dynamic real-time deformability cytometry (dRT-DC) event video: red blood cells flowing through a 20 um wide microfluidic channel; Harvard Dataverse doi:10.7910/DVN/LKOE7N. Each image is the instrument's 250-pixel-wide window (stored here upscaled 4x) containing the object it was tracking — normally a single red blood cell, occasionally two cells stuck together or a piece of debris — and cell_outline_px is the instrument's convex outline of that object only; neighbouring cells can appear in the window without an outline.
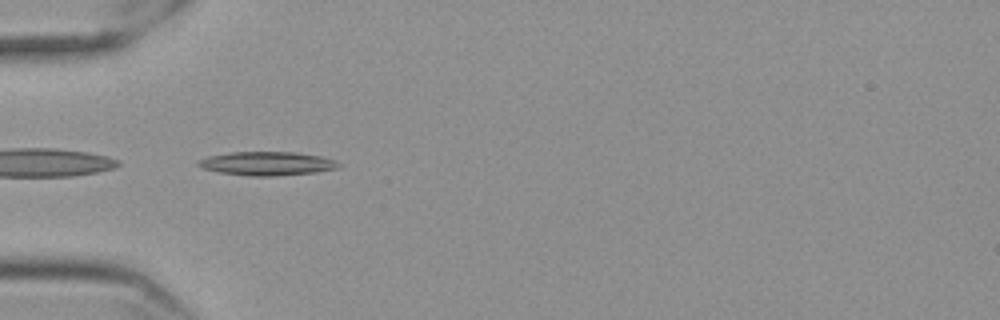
{"species": "Egyptian fruit bat (a non-hibernating species)", "species_latin": "Rousettus aegyptiacus", "temperature_condition": "cold", "stored_images_in_passage": 8, "camera_frame_rate_fps": 3000, "um_per_image_px": 0.085, "frame": {"image": 1, "passage_image": 1, "time_ms": 0.0, "image_size_px": [1000, 320], "cell_outline_px": [[340, 168], [316, 172], [276, 176], [248, 176], [220, 172], [200, 168], [196, 164], [196, 160], [208, 156], [232, 152], [296, 152], [320, 156], [336, 160], [340, 164]], "centroid_in_image_um": [22.69, 13.9], "position_along_channel_um": 62.3, "area_um2": 19.59}}
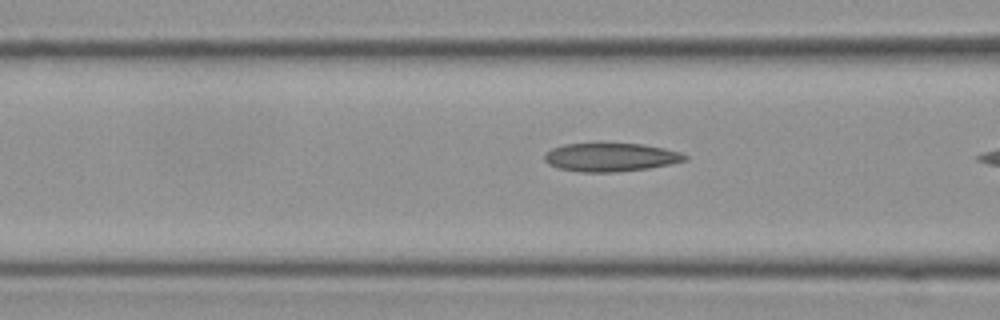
{"frame": {"image": 2, "passage_image": 6, "time_ms": 1.667, "image_size_px": [1000, 320], "cell_outline_px": [[688, 160], [648, 168], [616, 172], [580, 172], [560, 168], [548, 164], [544, 160], [544, 156], [552, 148], [564, 144], [600, 140], [644, 144], [664, 148], [680, 152], [688, 156]], "centroid_in_image_um": [51.89, 13.31], "position_along_channel_um": 114.7, "area_um2": 24.22}}